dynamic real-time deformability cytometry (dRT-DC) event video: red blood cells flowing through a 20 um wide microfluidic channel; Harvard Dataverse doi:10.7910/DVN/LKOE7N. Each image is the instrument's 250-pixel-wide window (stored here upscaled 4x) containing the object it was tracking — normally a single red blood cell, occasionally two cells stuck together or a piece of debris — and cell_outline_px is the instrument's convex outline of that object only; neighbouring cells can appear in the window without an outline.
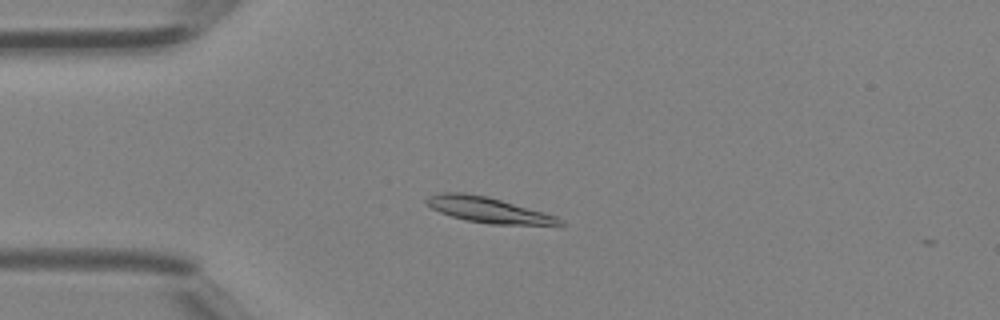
{"species": "Egyptian fruit bat (a non-hibernating species)", "species_latin": "Rousettus aegyptiacus", "temperature_condition": "room temperature", "stored_images_in_passage": 41, "camera_frame_rate_fps": 3000, "um_per_image_px": 0.085, "animal": {"sex": "female"}, "frame": {"image": 1, "passage_image": 10, "time_ms": 3.0, "image_size_px": [1000, 320], "cell_outline_px": [[564, 224], [488, 224], [464, 220], [440, 212], [432, 208], [424, 200], [428, 196], [440, 192], [464, 192], [488, 196], [544, 212], [556, 216], [564, 220]], "centroid_in_image_um": [41.46, 17.82], "position_along_channel_um": 43.5, "area_um2": 19.71}}
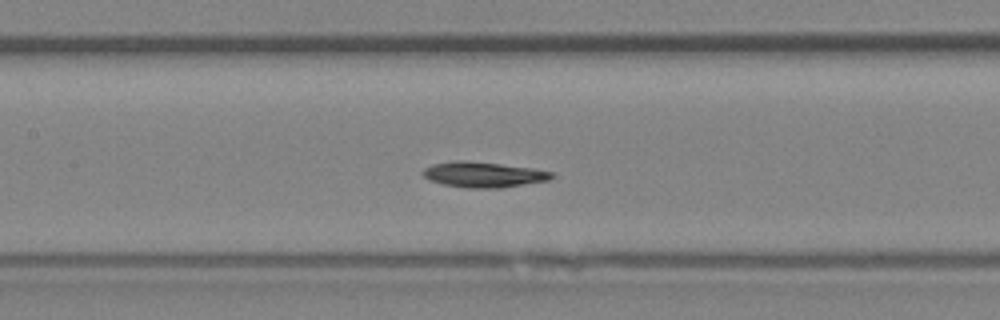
{"frame": {"image": 2, "passage_image": 19, "time_ms": 6.0, "image_size_px": [1000, 320], "cell_outline_px": [[556, 176], [548, 180], [500, 188], [468, 188], [444, 184], [432, 180], [424, 176], [424, 168], [432, 164], [452, 160], [464, 160], [500, 164], [532, 168], [552, 172]], "centroid_in_image_um": [41.11, 14.83], "position_along_channel_um": 166.3, "area_um2": 18.9}}
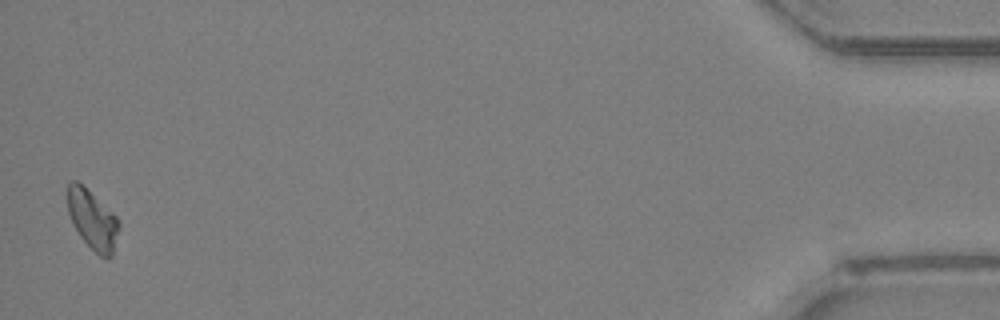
{"frame": {"image": 3, "passage_image": 41, "time_ms": 13.333, "image_size_px": [1000, 320], "cell_outline_px": [[120, 228], [112, 256], [100, 256], [80, 236], [72, 224], [68, 212], [68, 184], [72, 180], [76, 180], [112, 212], [116, 216], [120, 224]], "centroid_in_image_um": [7.87, 18.68], "position_along_channel_um": 427.3, "area_um2": 17.34}}